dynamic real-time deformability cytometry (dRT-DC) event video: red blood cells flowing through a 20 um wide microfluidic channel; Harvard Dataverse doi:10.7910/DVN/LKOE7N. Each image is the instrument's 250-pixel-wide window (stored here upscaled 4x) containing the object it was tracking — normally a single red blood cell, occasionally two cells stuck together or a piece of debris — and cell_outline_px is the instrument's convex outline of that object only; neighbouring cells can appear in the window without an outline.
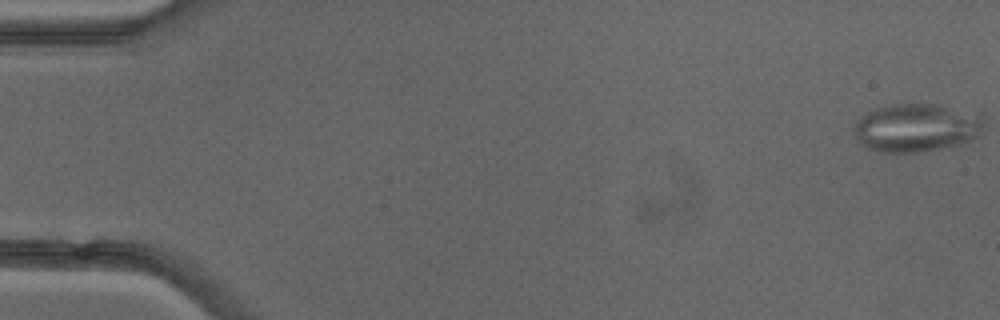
{"species": "common noctule bat (a hibernating species)", "species_latin": "Nyctalus noctula", "temperature_condition": "cold", "stored_images_in_passage": 51, "camera_frame_rate_fps": 3000, "um_per_image_px": 0.085, "animal": {"sex": "female"}, "frame": {"image": 1, "passage_image": 1, "time_ms": 0.0, "image_size_px": [1000, 320], "cell_outline_px": [[984, 128], [972, 140], [964, 144], [920, 152], [884, 152], [868, 148], [860, 144], [856, 140], [852, 132], [852, 128], [856, 120], [860, 116], [872, 108], [892, 104], [940, 104], [980, 112], [984, 116]], "centroid_in_image_um": [77.91, 10.83], "position_along_channel_um": 7.1, "area_um2": 37.63}}
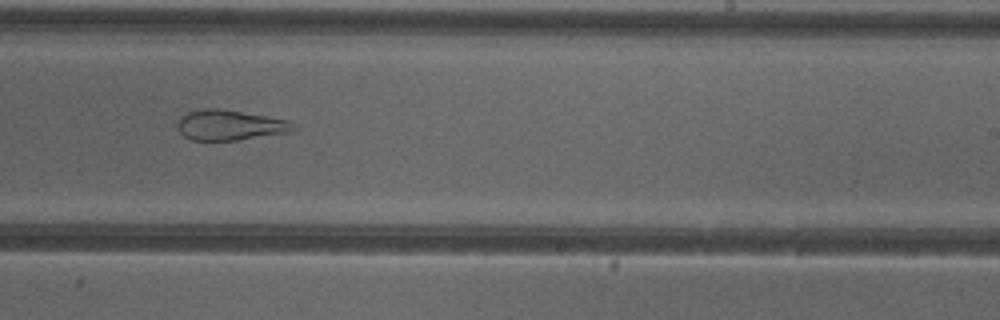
{"frame": {"image": 2, "passage_image": 32, "time_ms": 10.333, "image_size_px": [1000, 320], "cell_outline_px": [[296, 128], [292, 132], [236, 140], [192, 140], [184, 136], [180, 132], [176, 124], [180, 116], [188, 112], [204, 108], [216, 108], [288, 120], [296, 124]], "centroid_in_image_um": [19.53, 10.64], "position_along_channel_um": 269.5, "area_um2": 20.35}}
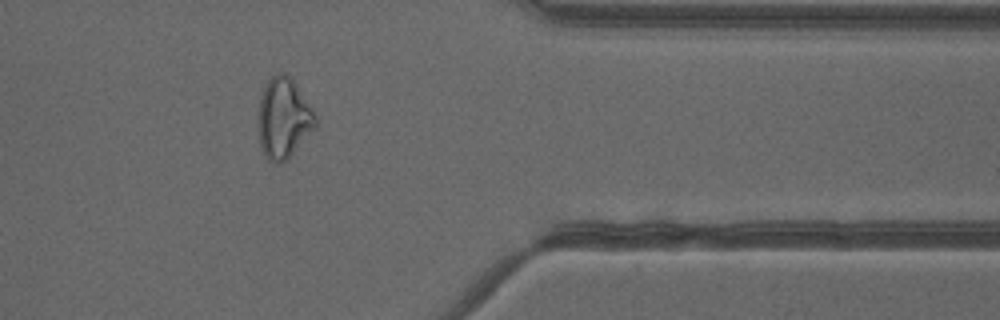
{"frame": {"image": 3, "passage_image": 42, "time_ms": 13.667, "image_size_px": [1000, 320], "cell_outline_px": [[316, 128], [280, 164], [276, 164], [268, 160], [260, 148], [260, 96], [268, 80], [276, 72], [280, 72], [288, 76], [296, 84], [312, 108], [316, 116]], "centroid_in_image_um": [24.12, 10.04], "position_along_channel_um": 387.3, "area_um2": 26.18}, "authors_computed_cell_mechanics": {"area_um2": 27.8018, "velocity_mm_per_s": 4.0332, "shape_relaxation_time_tau1_ms": null, "shape_relaxation_time_tau2_ms": 2.5066, "deformation_change_tau1": null, "deformation_change_tau2": 0.1232}}